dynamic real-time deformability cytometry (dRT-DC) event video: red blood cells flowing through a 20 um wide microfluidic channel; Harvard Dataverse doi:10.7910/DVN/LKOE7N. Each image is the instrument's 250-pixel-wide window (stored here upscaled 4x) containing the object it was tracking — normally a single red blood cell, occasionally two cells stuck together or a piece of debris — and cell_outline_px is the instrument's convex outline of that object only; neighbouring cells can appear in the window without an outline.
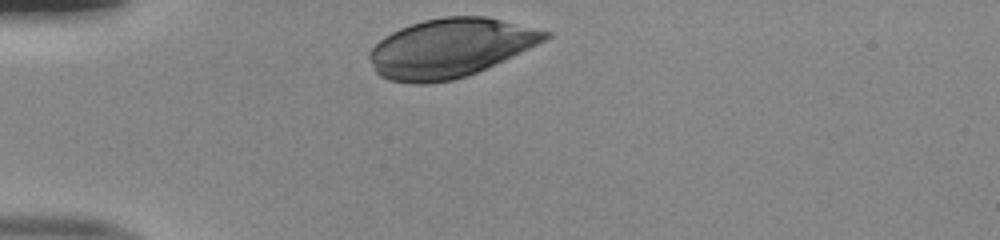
{"species": "human", "species_latin": "Homo sapiens", "temperature_condition": "room temperature", "stored_images_in_passage": 30, "camera_frame_rate_fps": 3000, "um_per_image_px": 0.085, "donor": {"sex": "male"}, "frame": {"image": 1, "passage_image": 1, "time_ms": 0.0, "image_size_px": [1000, 240], "cell_outline_px": [[552, 36], [548, 40], [468, 76], [452, 80], [424, 84], [412, 84], [388, 80], [380, 76], [376, 72], [368, 56], [368, 52], [384, 36], [400, 28], [424, 20], [444, 16], [484, 16], [552, 32]], "centroid_in_image_um": [38.26, 4.09], "position_along_channel_um": 46.7, "area_um2": 60.11}}
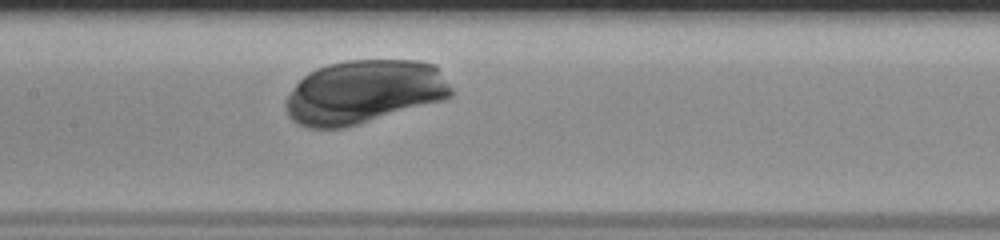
{"frame": {"image": 2, "passage_image": 13, "time_ms": 4.0, "image_size_px": [1000, 240], "cell_outline_px": [[452, 96], [444, 100], [344, 128], [308, 128], [292, 120], [288, 116], [284, 104], [284, 100], [296, 84], [308, 72], [316, 68], [328, 64], [348, 60], [420, 60], [436, 64], [452, 88]], "centroid_in_image_um": [30.94, 7.8], "position_along_channel_um": 176.5, "area_um2": 61.61}}
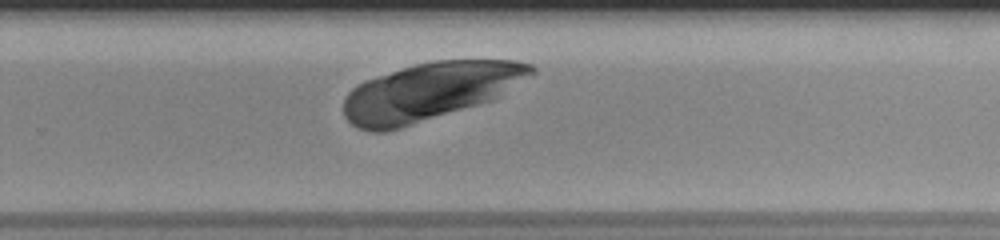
{"frame": {"image": 3, "passage_image": 22, "time_ms": 7.0, "image_size_px": [1000, 240], "cell_outline_px": [[536, 72], [532, 76], [492, 100], [388, 132], [372, 132], [356, 128], [344, 116], [344, 96], [352, 88], [364, 80], [416, 64], [432, 60], [516, 60], [532, 64], [536, 68]], "centroid_in_image_um": [36.53, 7.78], "position_along_channel_um": 293.3, "area_um2": 63.29}}